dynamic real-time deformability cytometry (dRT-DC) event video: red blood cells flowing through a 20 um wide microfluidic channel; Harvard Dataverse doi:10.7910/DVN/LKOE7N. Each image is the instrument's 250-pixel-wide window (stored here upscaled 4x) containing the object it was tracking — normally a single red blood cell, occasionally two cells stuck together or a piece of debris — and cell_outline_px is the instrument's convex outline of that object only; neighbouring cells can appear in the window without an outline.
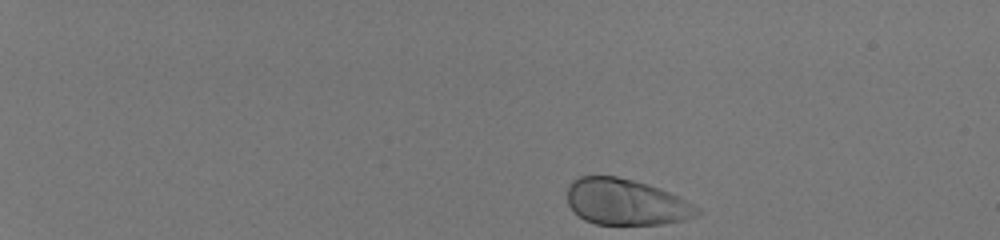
{"species": "human", "species_latin": "Homo sapiens", "temperature_condition": "room temperature", "stored_images_in_passage": 45, "camera_frame_rate_fps": 3000, "um_per_image_px": 0.085, "donor": {"sex": "male"}, "frame": {"image": 1, "passage_image": 1, "time_ms": 0.0, "image_size_px": [1000, 240], "cell_outline_px": [[700, 212], [696, 216], [684, 220], [660, 224], [596, 224], [584, 220], [568, 204], [568, 184], [572, 180], [580, 176], [616, 176], [648, 184], [660, 188], [700, 208]], "centroid_in_image_um": [53.19, 17.17], "position_along_channel_um": 31.8, "area_um2": 34.62}}
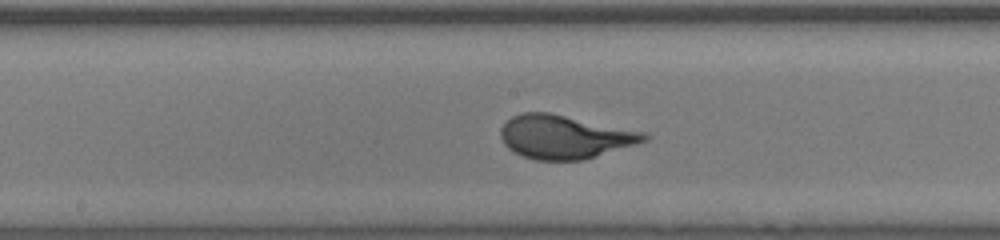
{"frame": {"image": 2, "passage_image": 24, "time_ms": 7.667, "image_size_px": [1000, 240], "cell_outline_px": [[652, 136], [648, 140], [636, 144], [584, 160], [536, 160], [512, 152], [504, 144], [500, 136], [500, 128], [512, 116], [520, 112], [548, 112], [644, 132]], "centroid_in_image_um": [47.97, 11.64], "position_along_channel_um": 200.2, "area_um2": 36.36}}
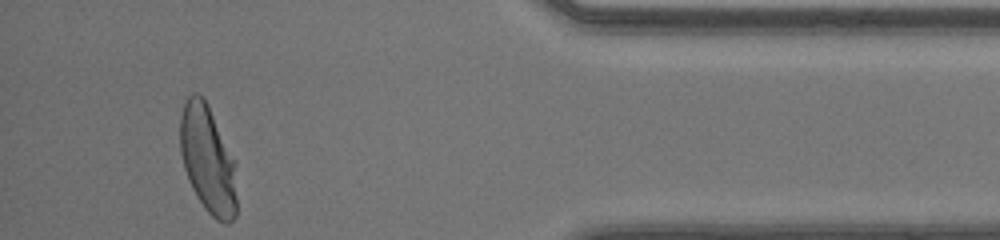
{"frame": {"image": 3, "passage_image": 42, "time_ms": 13.667, "image_size_px": [1000, 240], "cell_outline_px": [[236, 216], [228, 224], [224, 224], [216, 220], [204, 208], [196, 196], [188, 180], [184, 168], [180, 152], [180, 116], [184, 100], [192, 92], [196, 92], [204, 96], [236, 160]], "centroid_in_image_um": [17.67, 13.53], "position_along_channel_um": 417.5, "area_um2": 36.41}, "authors_computed_cell_mechanics": {"area_um2": 35.6048, "velocity_mm_per_s": 4.1089, "shape_relaxation_time_tau1_ms": 2.6911, "shape_relaxation_time_tau2_ms": null, "deformation_change_tau1": 0.1811, "deformation_change_tau2": null}}